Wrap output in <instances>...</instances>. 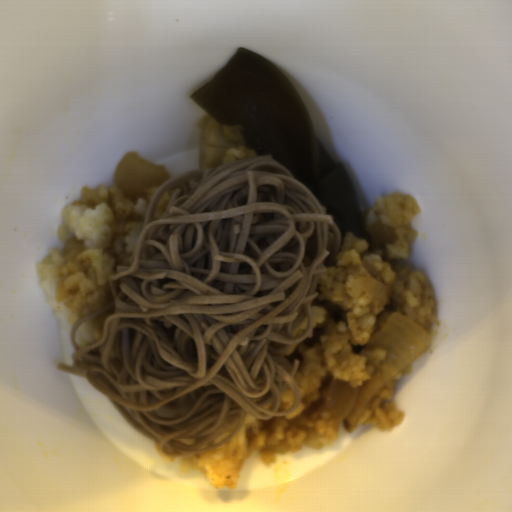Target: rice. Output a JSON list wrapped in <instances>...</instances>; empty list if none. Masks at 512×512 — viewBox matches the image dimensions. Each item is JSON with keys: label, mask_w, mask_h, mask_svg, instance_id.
<instances>
[{"label": "rice", "mask_w": 512, "mask_h": 512, "mask_svg": "<svg viewBox=\"0 0 512 512\" xmlns=\"http://www.w3.org/2000/svg\"><path fill=\"white\" fill-rule=\"evenodd\" d=\"M294 404V395L290 386L281 394V402L278 411H287Z\"/></svg>", "instance_id": "obj_5"}, {"label": "rice", "mask_w": 512, "mask_h": 512, "mask_svg": "<svg viewBox=\"0 0 512 512\" xmlns=\"http://www.w3.org/2000/svg\"><path fill=\"white\" fill-rule=\"evenodd\" d=\"M422 210L414 196L393 193L376 196L373 205L362 216L364 225L377 221L392 227L397 235L393 243L377 244L369 237L358 239L352 232L344 235L340 250L333 254L320 274L316 300L328 301L347 310L346 322H339L330 336H320L326 361L317 364L303 377L294 380L299 388V404L295 412L259 420L249 412L236 435L221 446L207 452L179 456V471L199 472L215 490L236 488L242 463L260 455L264 467L272 466L277 455L300 451L303 447L322 450L337 440L339 426L351 433L360 425L373 426L382 432L392 431L404 420L406 412L397 409L394 389L398 381L410 375L412 361L395 375L370 401L361 418L350 425L347 418L336 421L326 411L321 413L312 431L289 430L286 420L304 410L302 400L320 387L323 377L331 373L352 387H361L377 371L388 350L368 348L369 339L385 324L392 313L408 317L427 332L430 339L438 317L434 290L423 273L409 268L405 260L411 255L417 231L412 221ZM369 277L388 286V301L380 300L358 287Z\"/></svg>", "instance_id": "obj_1"}, {"label": "rice", "mask_w": 512, "mask_h": 512, "mask_svg": "<svg viewBox=\"0 0 512 512\" xmlns=\"http://www.w3.org/2000/svg\"><path fill=\"white\" fill-rule=\"evenodd\" d=\"M163 184L145 189L138 200L117 186L86 185L80 198L61 210L62 248L48 250L35 266L56 318L72 328L111 301L108 278L118 265L132 262L148 207Z\"/></svg>", "instance_id": "obj_2"}, {"label": "rice", "mask_w": 512, "mask_h": 512, "mask_svg": "<svg viewBox=\"0 0 512 512\" xmlns=\"http://www.w3.org/2000/svg\"><path fill=\"white\" fill-rule=\"evenodd\" d=\"M311 314L313 327L315 328L318 324L324 321L327 311L319 305H311Z\"/></svg>", "instance_id": "obj_6"}, {"label": "rice", "mask_w": 512, "mask_h": 512, "mask_svg": "<svg viewBox=\"0 0 512 512\" xmlns=\"http://www.w3.org/2000/svg\"><path fill=\"white\" fill-rule=\"evenodd\" d=\"M238 424V423H237ZM237 424H234L233 426H231L230 428H228L226 431H224L223 433H221L219 436H217L216 438L213 439V443H218L220 441H223L225 440L228 436H230L234 430V428L236 427Z\"/></svg>", "instance_id": "obj_8"}, {"label": "rice", "mask_w": 512, "mask_h": 512, "mask_svg": "<svg viewBox=\"0 0 512 512\" xmlns=\"http://www.w3.org/2000/svg\"><path fill=\"white\" fill-rule=\"evenodd\" d=\"M101 337L100 328L92 318L81 323L74 333L75 343L78 348H84L95 342Z\"/></svg>", "instance_id": "obj_3"}, {"label": "rice", "mask_w": 512, "mask_h": 512, "mask_svg": "<svg viewBox=\"0 0 512 512\" xmlns=\"http://www.w3.org/2000/svg\"><path fill=\"white\" fill-rule=\"evenodd\" d=\"M250 157H259V156H258L256 150L247 148V145L240 146V147H237L234 149H228L223 157L222 165L236 161V160H240L243 158H250Z\"/></svg>", "instance_id": "obj_4"}, {"label": "rice", "mask_w": 512, "mask_h": 512, "mask_svg": "<svg viewBox=\"0 0 512 512\" xmlns=\"http://www.w3.org/2000/svg\"><path fill=\"white\" fill-rule=\"evenodd\" d=\"M168 201H169V195H168L167 191H165L156 207L154 217L160 218L163 216V214L166 210Z\"/></svg>", "instance_id": "obj_7"}]
</instances>
